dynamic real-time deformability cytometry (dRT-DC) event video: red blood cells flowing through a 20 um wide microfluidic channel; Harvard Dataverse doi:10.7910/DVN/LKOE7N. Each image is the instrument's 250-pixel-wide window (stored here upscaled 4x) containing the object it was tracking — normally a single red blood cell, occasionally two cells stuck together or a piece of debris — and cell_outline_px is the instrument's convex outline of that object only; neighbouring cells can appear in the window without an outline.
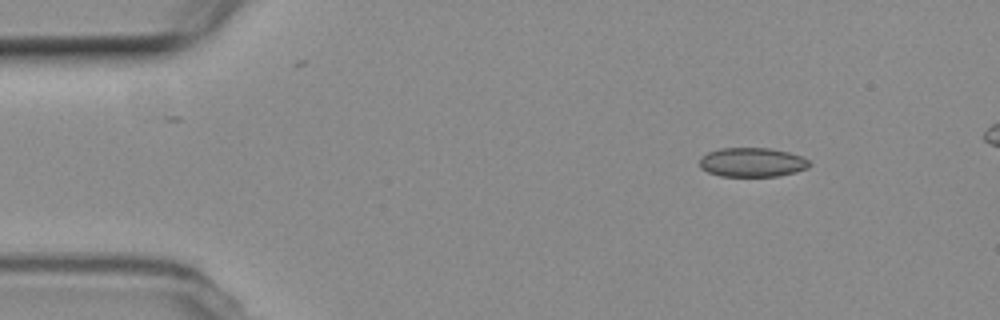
{"species": "common noctule bat (a hibernating species)", "species_latin": "Nyctalus noctula", "temperature_condition": "room temperature", "stored_images_in_passage": 5, "camera_frame_rate_fps": 3000, "um_per_image_px": 0.085, "animal": {"sex": "female", "body_mass_g": 19.3, "forearm_length_mm": 54.1}, "frame": {"image": 1, "passage_image": 1, "time_ms": 0.0, "image_size_px": [1000, 320], "cell_outline_px": [[812, 164], [808, 168], [796, 172], [776, 176], [720, 176], [708, 172], [700, 168], [700, 156], [708, 152], [720, 148], [768, 148], [788, 152], [800, 156], [808, 160]], "centroid_in_image_um": [63.92, 13.79], "position_along_channel_um": 21.1, "area_um2": 18.73}}